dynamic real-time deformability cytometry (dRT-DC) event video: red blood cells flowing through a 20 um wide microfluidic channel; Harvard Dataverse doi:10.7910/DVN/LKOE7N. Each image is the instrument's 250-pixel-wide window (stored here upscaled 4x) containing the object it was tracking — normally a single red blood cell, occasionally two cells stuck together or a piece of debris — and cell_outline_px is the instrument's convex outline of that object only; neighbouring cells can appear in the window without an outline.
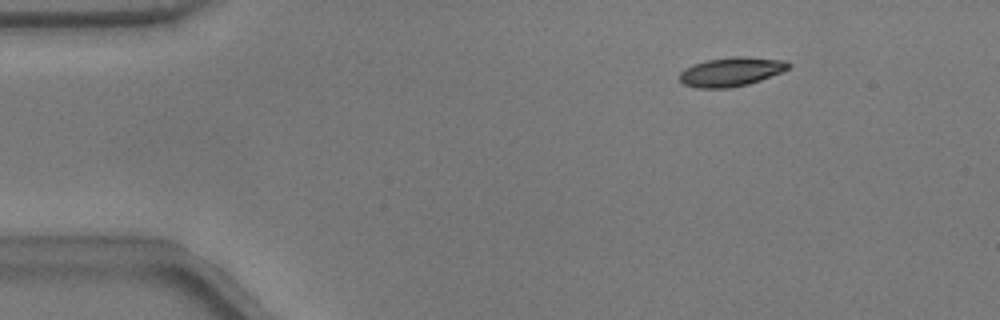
{"species": "common noctule bat (a hibernating species)", "species_latin": "Nyctalus noctula", "temperature_condition": "warm", "stored_images_in_passage": 10, "camera_frame_rate_fps": 3000, "um_per_image_px": 0.085, "animal": {"sex": "male", "body_mass_g": 17.9}, "frame": {"image": 1, "passage_image": 1, "time_ms": 0.0, "image_size_px": [1000, 320], "cell_outline_px": [[792, 64], [788, 68], [780, 72], [760, 80], [748, 84], [728, 88], [696, 88], [684, 84], [680, 80], [680, 72], [684, 68], [708, 60], [736, 56], [744, 56], [784, 60]], "centroid_in_image_um": [62.14, 6.1], "position_along_channel_um": 22.9, "area_um2": 18.21}}